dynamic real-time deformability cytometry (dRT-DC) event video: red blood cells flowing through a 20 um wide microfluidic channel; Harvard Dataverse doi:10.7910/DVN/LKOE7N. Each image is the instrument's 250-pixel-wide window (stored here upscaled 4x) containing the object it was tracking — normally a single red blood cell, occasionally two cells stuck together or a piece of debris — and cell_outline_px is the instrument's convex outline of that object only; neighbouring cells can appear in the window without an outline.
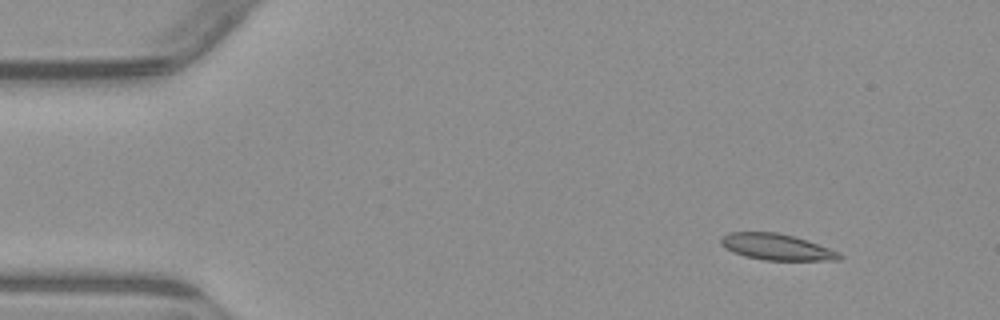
{"species": "common noctule bat (a hibernating species)", "species_latin": "Nyctalus noctula", "temperature_condition": "warm", "stored_images_in_passage": 6, "camera_frame_rate_fps": 3000, "um_per_image_px": 0.085, "animal": {"sex": "male", "body_mass_g": 23.1, "forearm_length_mm": 52.7}, "frame": {"image": 1, "passage_image": 2, "time_ms": 1.333, "image_size_px": [1000, 320], "cell_outline_px": [[844, 256], [840, 260], [764, 260], [744, 256], [732, 252], [724, 248], [720, 244], [720, 236], [728, 232], [776, 232], [808, 240], [840, 252]], "centroid_in_image_um": [65.99, 20.99], "position_along_channel_um": 19.0, "area_um2": 18.32}}
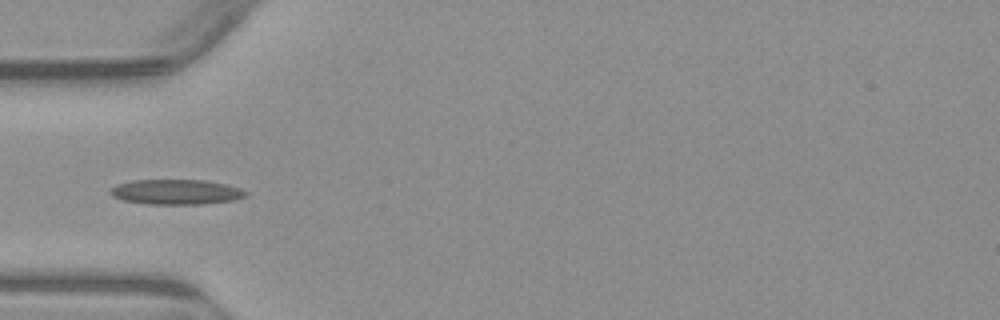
{"frame": {"image": 2, "passage_image": 5, "time_ms": 5.0, "image_size_px": [1000, 320], "cell_outline_px": [[248, 196], [236, 200], [204, 204], [148, 204], [124, 200], [112, 196], [108, 192], [116, 184], [132, 180], [204, 180], [224, 184], [240, 188], [248, 192]], "centroid_in_image_um": [14.99, 16.32], "position_along_channel_um": 70.0, "area_um2": 19.88}}
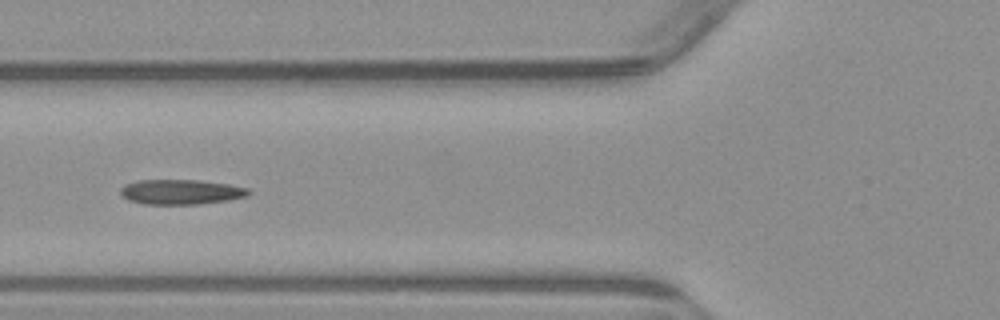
{"frame": {"image": 3, "passage_image": 6, "time_ms": 6.0, "image_size_px": [1000, 320], "cell_outline_px": [[252, 192], [248, 196], [228, 200], [196, 204], [144, 204], [128, 200], [120, 192], [120, 188], [124, 184], [136, 180], [200, 180], [228, 184], [248, 188]], "centroid_in_image_um": [15.38, 16.31], "position_along_channel_um": 110.4, "area_um2": 18.67}}